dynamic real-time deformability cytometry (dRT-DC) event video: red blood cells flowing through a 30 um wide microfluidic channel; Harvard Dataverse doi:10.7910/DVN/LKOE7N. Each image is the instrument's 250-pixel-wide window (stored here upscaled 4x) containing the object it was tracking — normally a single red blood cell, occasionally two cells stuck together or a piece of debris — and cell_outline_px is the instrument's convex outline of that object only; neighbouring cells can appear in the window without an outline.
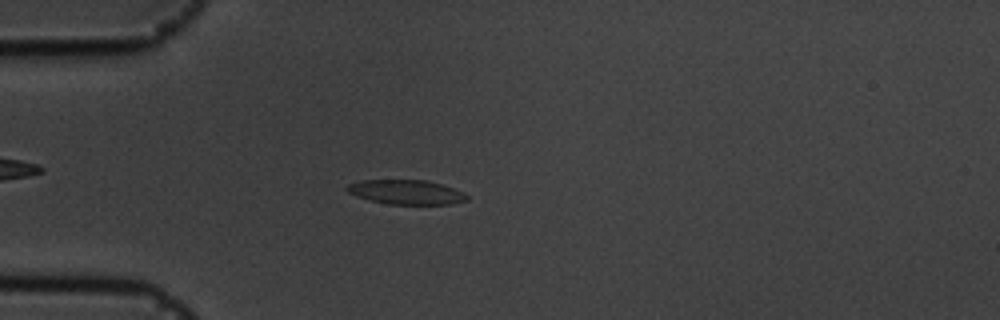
{"species": "common noctule bat (a hibernating species)", "species_latin": "Nyctalus noctula", "temperature_condition": "cold", "stored_images_in_passage": 41, "camera_frame_rate_fps": 3000, "um_per_image_px": 0.085, "animal": {"sex": "male", "body_mass_g": 19.5, "forearm_length_mm": 54.6}, "frame": {"image": 1, "passage_image": 1, "time_ms": 0.0, "image_size_px": [1000, 320], "cell_outline_px": [[468, 200], [452, 204], [388, 204], [368, 200], [356, 196], [348, 192], [344, 188], [348, 184], [360, 180], [424, 180], [440, 184], [464, 192], [468, 196]], "centroid_in_image_um": [34.5, 16.33], "position_along_channel_um": 50.5, "area_um2": 17.11}}
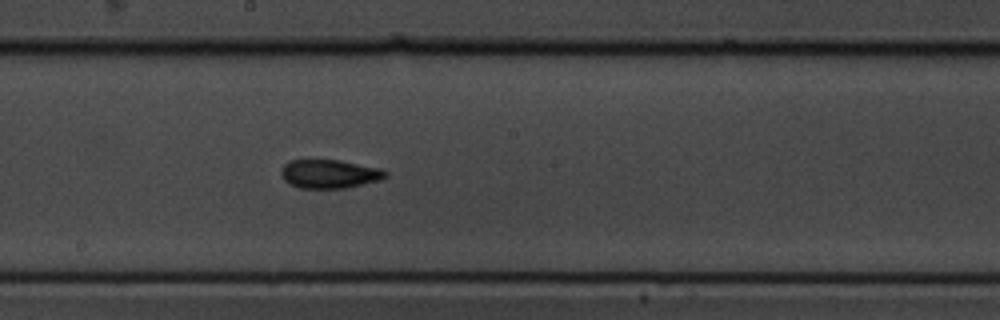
{"frame": {"image": 2, "passage_image": 16, "time_ms": 5.0, "image_size_px": [1000, 320], "cell_outline_px": [[388, 176], [380, 180], [344, 188], [300, 188], [288, 184], [284, 180], [280, 172], [284, 164], [288, 160], [340, 160], [380, 168], [388, 172]], "centroid_in_image_um": [27.99, 14.78], "position_along_channel_um": 220.2, "area_um2": 17.51}}
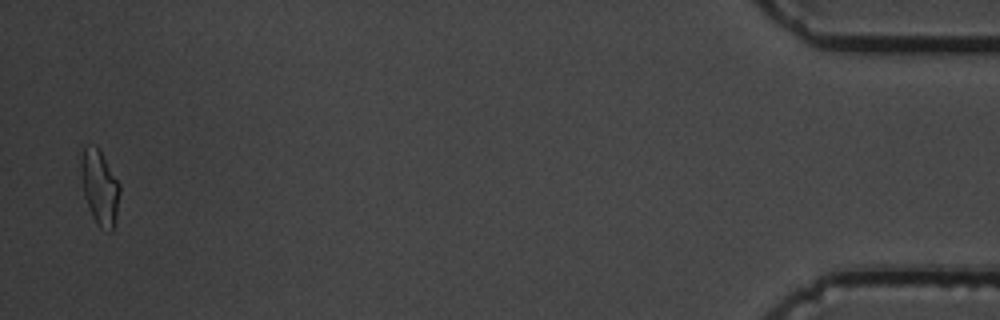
{"frame": {"image": 3, "passage_image": 40, "time_ms": 13.0, "image_size_px": [1000, 320], "cell_outline_px": [[120, 192], [116, 216], [112, 232], [108, 232], [100, 228], [96, 224], [92, 216], [84, 196], [80, 168], [80, 160], [84, 144], [96, 144], [100, 148], [120, 184]], "centroid_in_image_um": [8.47, 15.88], "position_along_channel_um": 426.7, "area_um2": 17.34}, "authors_computed_cell_mechanics": {"area_um2": 17.1088, "velocity_mm_per_s": 3.6386, "shape_relaxation_time_tau1_ms": 5.8497, "shape_relaxation_time_tau2_ms": 2.5869, "deformation_change_tau1": 0.1487, "deformation_change_tau2": 0.0959}}